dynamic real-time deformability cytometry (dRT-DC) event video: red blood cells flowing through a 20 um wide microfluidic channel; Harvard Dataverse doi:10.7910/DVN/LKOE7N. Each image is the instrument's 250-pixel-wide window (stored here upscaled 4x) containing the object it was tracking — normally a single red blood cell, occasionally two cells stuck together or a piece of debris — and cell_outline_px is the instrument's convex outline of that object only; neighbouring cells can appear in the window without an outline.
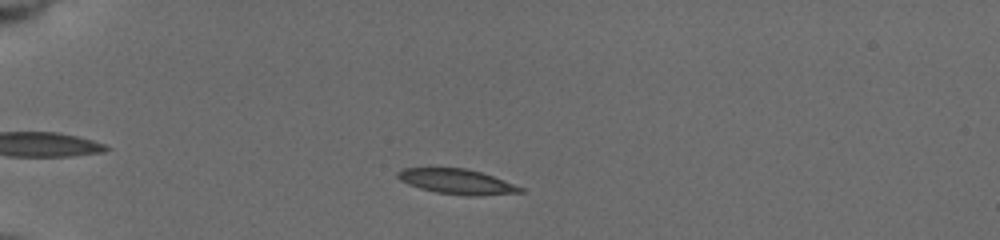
{"species": "common noctule bat (a hibernating species)", "species_latin": "Nyctalus noctula", "temperature_condition": "cold", "stored_images_in_passage": 47, "camera_frame_rate_fps": 3000, "um_per_image_px": 0.085, "animal": {"sex": "female", "body_mass_g": 19.5, "forearm_length_mm": 54.1}, "frame": {"image": 1, "passage_image": 7, "time_ms": 2.0, "image_size_px": [1000, 240], "cell_outline_px": [[524, 192], [472, 196], [468, 196], [436, 192], [420, 188], [408, 184], [400, 180], [396, 176], [396, 172], [400, 168], [464, 168], [480, 172], [492, 176], [524, 188]], "centroid_in_image_um": [38.79, 15.43], "position_along_channel_um": 46.2, "area_um2": 17.74}}
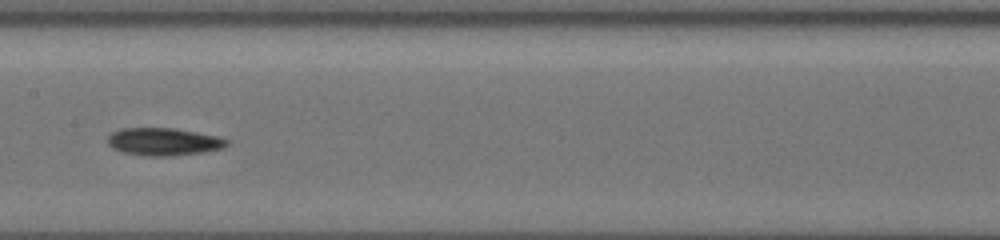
{"frame": {"image": 2, "passage_image": 22, "time_ms": 7.0, "image_size_px": [1000, 240], "cell_outline_px": [[228, 144], [224, 148], [204, 152], [172, 156], [148, 156], [124, 152], [112, 148], [108, 144], [108, 136], [112, 132], [120, 128], [172, 128], [220, 136], [228, 140]], "centroid_in_image_um": [13.93, 12.04], "position_along_channel_um": 193.5, "area_um2": 19.25}}
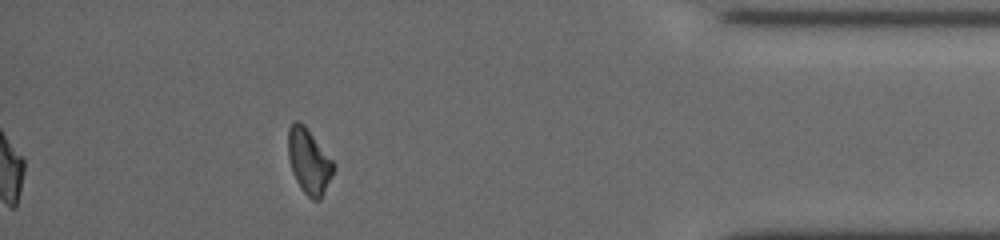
{"frame": {"image": 3, "passage_image": 42, "time_ms": 13.667, "image_size_px": [1000, 240], "cell_outline_px": [[336, 168], [320, 200], [312, 200], [300, 188], [292, 172], [288, 160], [288, 128], [292, 120], [296, 120], [304, 124], [336, 164]], "centroid_in_image_um": [26.25, 13.69], "position_along_channel_um": 408.9, "area_um2": 17.46}, "authors_computed_cell_mechanics": {"area_um2": 18.0336, "velocity_mm_per_s": 3.7603, "shape_relaxation_time_tau1_ms": 6.9422, "shape_relaxation_time_tau2_ms": null, "deformation_change_tau1": 0.1622, "deformation_change_tau2": null}}